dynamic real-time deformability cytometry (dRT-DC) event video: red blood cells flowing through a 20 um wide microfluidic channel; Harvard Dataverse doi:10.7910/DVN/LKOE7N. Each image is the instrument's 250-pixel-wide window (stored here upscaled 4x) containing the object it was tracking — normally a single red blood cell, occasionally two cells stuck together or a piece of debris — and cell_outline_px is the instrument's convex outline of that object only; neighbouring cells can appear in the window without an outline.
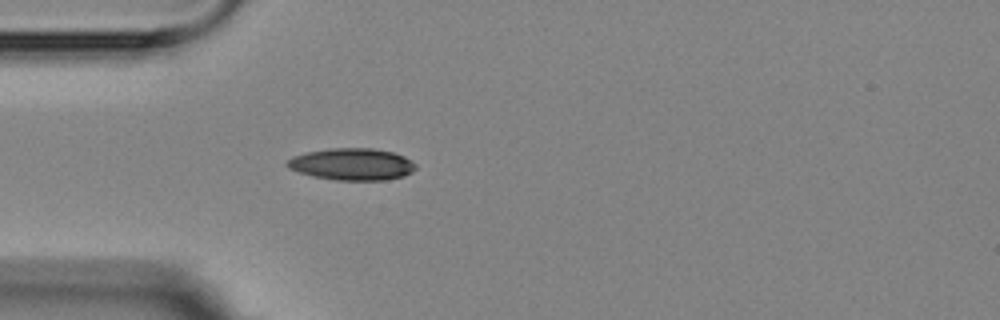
{"species": "Egyptian fruit bat (a non-hibernating species)", "species_latin": "Rousettus aegyptiacus", "temperature_condition": "room temperature", "stored_images_in_passage": 1, "camera_frame_rate_fps": 3000, "um_per_image_px": 0.085, "animal": {"sex": "female"}, "frame": {"image": 1, "passage_image": 1, "time_ms": 0.0, "image_size_px": [1000, 320], "cell_outline_px": [[416, 168], [412, 172], [404, 176], [388, 180], [336, 180], [312, 176], [288, 168], [284, 164], [292, 156], [308, 152], [328, 148], [372, 148], [392, 152], [404, 156], [416, 164]], "centroid_in_image_um": [29.92, 13.96], "position_along_channel_um": 55.1, "area_um2": 23.99}}